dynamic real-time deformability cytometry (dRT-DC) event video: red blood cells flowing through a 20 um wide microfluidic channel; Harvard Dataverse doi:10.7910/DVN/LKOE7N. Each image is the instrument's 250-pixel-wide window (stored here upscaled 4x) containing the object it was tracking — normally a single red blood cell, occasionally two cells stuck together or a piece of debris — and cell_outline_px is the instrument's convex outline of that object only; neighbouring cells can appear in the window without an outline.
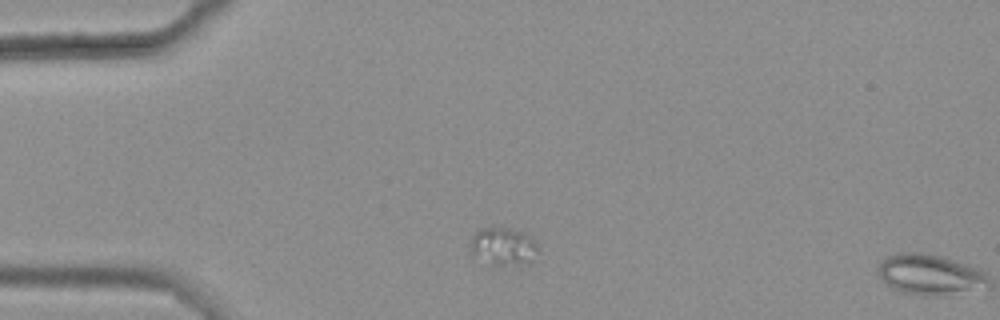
{"species": "common noctule bat (a hibernating species)", "species_latin": "Nyctalus noctula", "temperature_condition": "warm", "stored_images_in_passage": 2, "segment_of_instrument_passage": [1, 2], "camera_frame_rate_fps": 3000, "um_per_image_px": 0.085, "animal": {"sex": "female", "body_mass_g": 25.1}, "frame": {"image": 1, "passage_image": 1, "time_ms": 0.0, "image_size_px": [1000, 320], "cell_outline_px": [[540, 248], [532, 264], [492, 264], [472, 256], [472, 236], [480, 228], [508, 228], [524, 232]], "centroid_in_image_um": [42.82, 20.96], "position_along_channel_um": 42.2, "area_um2": 14.8}}